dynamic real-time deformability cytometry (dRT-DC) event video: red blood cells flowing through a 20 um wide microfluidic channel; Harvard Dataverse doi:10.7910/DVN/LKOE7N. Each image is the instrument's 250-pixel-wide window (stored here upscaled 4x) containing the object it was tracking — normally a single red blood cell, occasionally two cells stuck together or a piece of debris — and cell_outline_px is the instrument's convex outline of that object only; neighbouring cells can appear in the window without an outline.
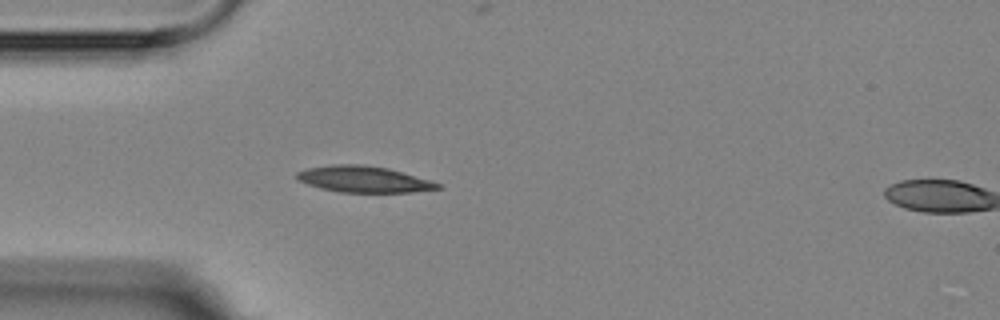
{"species": "Egyptian fruit bat (a non-hibernating species)", "species_latin": "Rousettus aegyptiacus", "temperature_condition": "room temperature", "stored_images_in_passage": 5, "segment_of_instrument_passage": [1, 2], "camera_frame_rate_fps": 3000, "um_per_image_px": 0.085, "animal": {"sex": "female"}, "frame": {"image": 1, "passage_image": 4, "time_ms": 3.667, "image_size_px": [1000, 320], "cell_outline_px": [[444, 188], [412, 192], [340, 192], [320, 188], [308, 184], [300, 180], [296, 176], [296, 172], [308, 168], [332, 164], [364, 164], [388, 168], [428, 180], [440, 184]], "centroid_in_image_um": [30.91, 15.23], "position_along_channel_um": 54.1, "area_um2": 21.39}}